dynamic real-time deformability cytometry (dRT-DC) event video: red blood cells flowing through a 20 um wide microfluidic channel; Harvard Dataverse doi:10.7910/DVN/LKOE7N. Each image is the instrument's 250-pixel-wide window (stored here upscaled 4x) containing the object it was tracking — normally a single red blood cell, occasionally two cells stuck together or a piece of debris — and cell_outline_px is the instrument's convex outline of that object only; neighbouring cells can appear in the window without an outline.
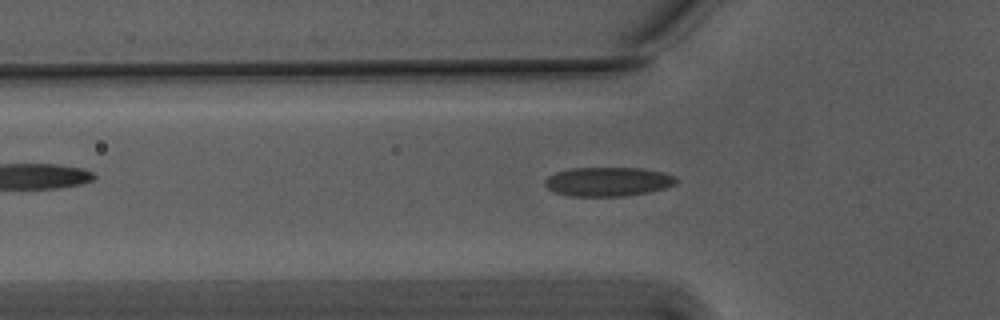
{"species": "Egyptian fruit bat (a non-hibernating species)", "species_latin": "Rousettus aegyptiacus", "temperature_condition": "warm", "stored_images_in_passage": 51, "camera_frame_rate_fps": 3000, "um_per_image_px": 0.085, "animal": {"sex": "male"}, "frame": {"image": 1, "passage_image": 14, "time_ms": 4.333, "image_size_px": [1000, 320], "cell_outline_px": [[680, 180], [676, 184], [664, 188], [648, 192], [624, 196], [572, 196], [552, 192], [544, 184], [544, 180], [548, 176], [556, 172], [572, 168], [644, 168], [676, 176]], "centroid_in_image_um": [51.68, 15.44], "position_along_channel_um": 74.1, "area_um2": 22.37}}
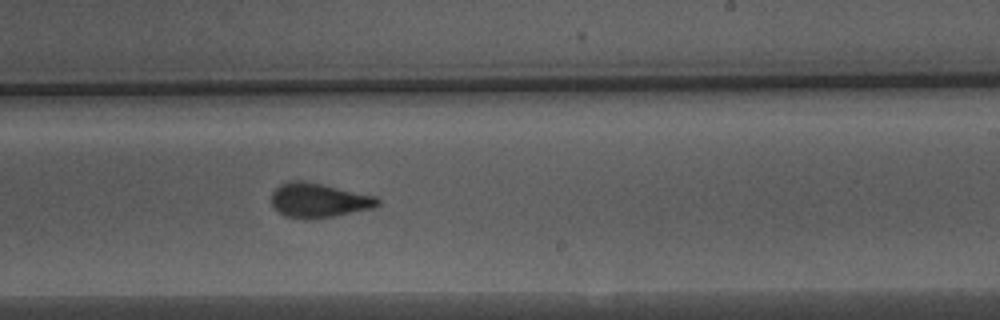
{"frame": {"image": 2, "passage_image": 29, "time_ms": 9.333, "image_size_px": [1000, 320], "cell_outline_px": [[380, 204], [372, 208], [332, 216], [288, 216], [280, 212], [272, 204], [272, 192], [280, 184], [288, 180], [300, 180], [320, 184], [376, 196], [380, 200]], "centroid_in_image_um": [27.1, 16.97], "position_along_channel_um": 261.9, "area_um2": 20.35}}
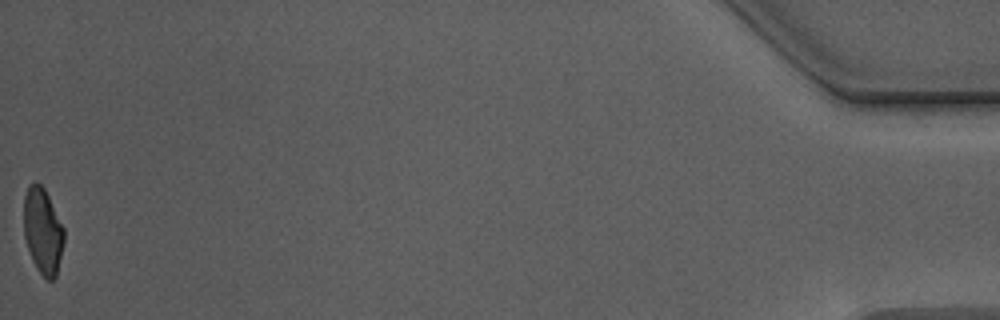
{"frame": {"image": 3, "passage_image": 51, "time_ms": 16.667, "image_size_px": [1000, 320], "cell_outline_px": [[64, 240], [56, 276], [52, 280], [48, 280], [36, 268], [32, 260], [24, 236], [24, 196], [28, 184], [36, 180], [44, 188], [64, 228]], "centroid_in_image_um": [3.62, 19.6], "position_along_channel_um": 431.6, "area_um2": 20.06}, "authors_computed_cell_mechanics": {"area_um2": 21.3282, "velocity_mm_per_s": 3.7528, "shape_relaxation_time_tau1_ms": 5.355, "shape_relaxation_time_tau2_ms": 1.0747, "deformation_change_tau1": 0.1701, "deformation_change_tau2": 0.0791}}